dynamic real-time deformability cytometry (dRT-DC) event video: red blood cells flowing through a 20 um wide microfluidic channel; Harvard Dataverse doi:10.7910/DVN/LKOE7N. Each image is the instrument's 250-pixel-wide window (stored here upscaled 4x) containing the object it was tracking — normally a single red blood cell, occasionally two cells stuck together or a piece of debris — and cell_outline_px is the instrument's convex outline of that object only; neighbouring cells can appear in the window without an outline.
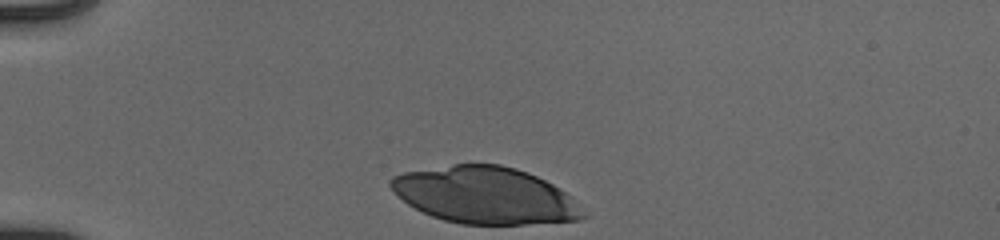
{"species": "human", "species_latin": "Homo sapiens", "temperature_condition": "cold", "stored_images_in_passage": 31, "camera_frame_rate_fps": 3000, "um_per_image_px": 0.085, "donor": {"sex": "male"}, "frame": {"image": 1, "passage_image": 1, "time_ms": 0.0, "image_size_px": [1000, 240], "cell_outline_px": [[588, 216], [580, 220], [524, 224], [460, 224], [444, 220], [432, 216], [408, 204], [388, 184], [388, 180], [392, 176], [404, 172], [452, 164], [500, 164], [516, 168], [528, 172], [552, 184], [564, 192]], "centroid_in_image_um": [41.21, 16.59], "position_along_channel_um": 43.8, "area_um2": 63.18}}